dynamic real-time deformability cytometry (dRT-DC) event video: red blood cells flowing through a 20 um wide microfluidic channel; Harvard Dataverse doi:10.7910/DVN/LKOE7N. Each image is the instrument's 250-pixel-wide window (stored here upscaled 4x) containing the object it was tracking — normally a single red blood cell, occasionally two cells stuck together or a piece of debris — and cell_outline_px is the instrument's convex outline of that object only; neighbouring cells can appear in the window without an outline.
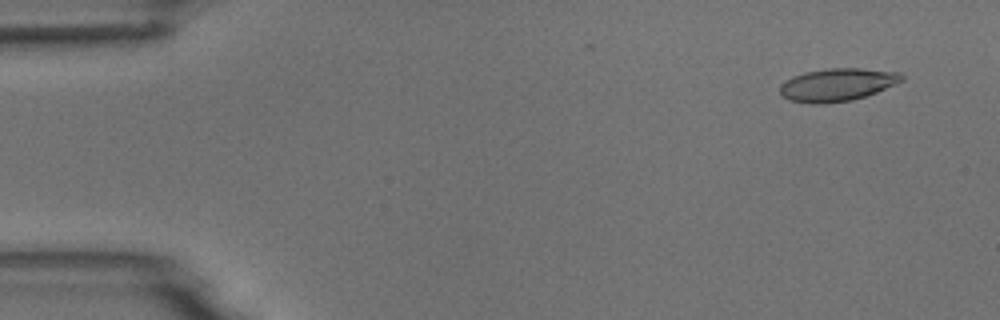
{"species": "common noctule bat (a hibernating species)", "species_latin": "Nyctalus noctula", "temperature_condition": "room temperature", "stored_images_in_passage": 5, "camera_frame_rate_fps": 3000, "um_per_image_px": 0.085, "animal": {"sex": "male", "body_mass_g": 18.8}, "frame": {"image": 1, "passage_image": 2, "time_ms": 1.0, "image_size_px": [1000, 320], "cell_outline_px": [[904, 80], [876, 92], [852, 100], [820, 104], [816, 104], [788, 100], [780, 92], [780, 84], [792, 76], [804, 72], [828, 68], [860, 68], [900, 72], [904, 76]], "centroid_in_image_um": [71.16, 7.19], "position_along_channel_um": 13.8, "area_um2": 23.24}}